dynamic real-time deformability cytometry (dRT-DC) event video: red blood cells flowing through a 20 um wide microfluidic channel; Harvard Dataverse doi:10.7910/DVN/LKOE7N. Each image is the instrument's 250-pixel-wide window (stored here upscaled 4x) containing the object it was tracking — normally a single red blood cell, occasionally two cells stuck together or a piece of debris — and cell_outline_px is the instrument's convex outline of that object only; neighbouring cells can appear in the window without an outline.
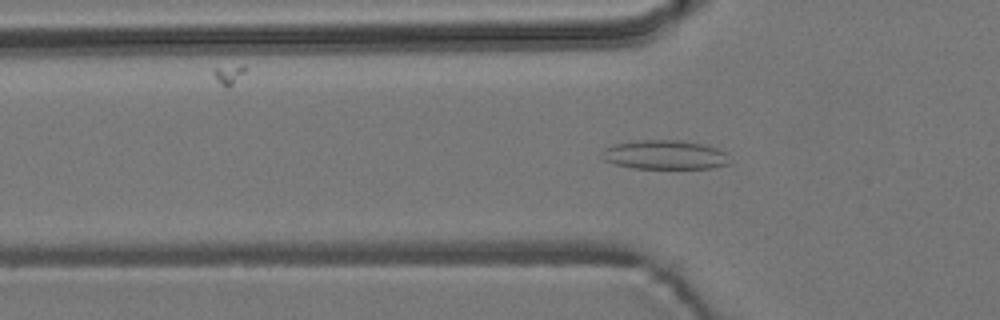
{"species": "common noctule bat (a hibernating species)", "species_latin": "Nyctalus noctula", "temperature_condition": "room temperature", "stored_images_in_passage": 50, "camera_frame_rate_fps": 3000, "um_per_image_px": 0.085, "animal": {"sex": "male", "body_mass_g": 19.2, "forearm_length_mm": 51.8}, "frame": {"image": 1, "passage_image": 18, "time_ms": 5.667, "image_size_px": [1000, 320], "cell_outline_px": [[732, 164], [712, 168], [632, 168], [616, 164], [604, 160], [604, 148], [616, 144], [636, 140], [684, 140], [704, 144], [716, 148], [724, 152], [732, 160]], "centroid_in_image_um": [56.59, 13.16], "position_along_channel_um": 69.2, "area_um2": 21.73}}
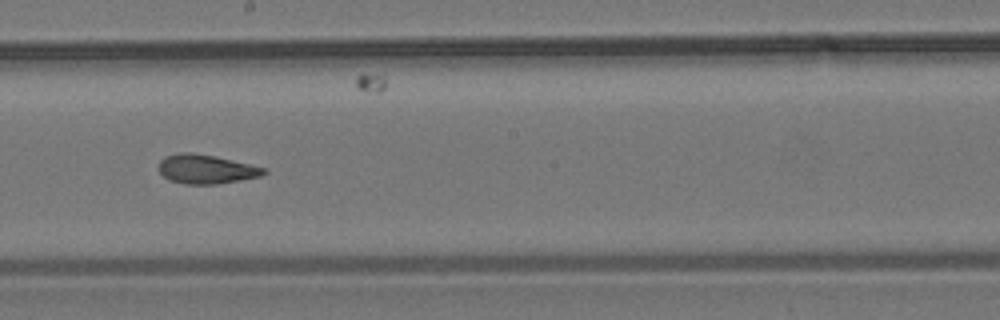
{"frame": {"image": 2, "passage_image": 31, "time_ms": 10.0, "image_size_px": [1000, 320], "cell_outline_px": [[268, 172], [260, 176], [240, 180], [216, 184], [184, 184], [168, 180], [160, 172], [160, 160], [164, 156], [180, 152], [192, 152], [212, 156], [268, 168]], "centroid_in_image_um": [17.52, 14.38], "position_along_channel_um": 230.7, "area_um2": 17.74}}
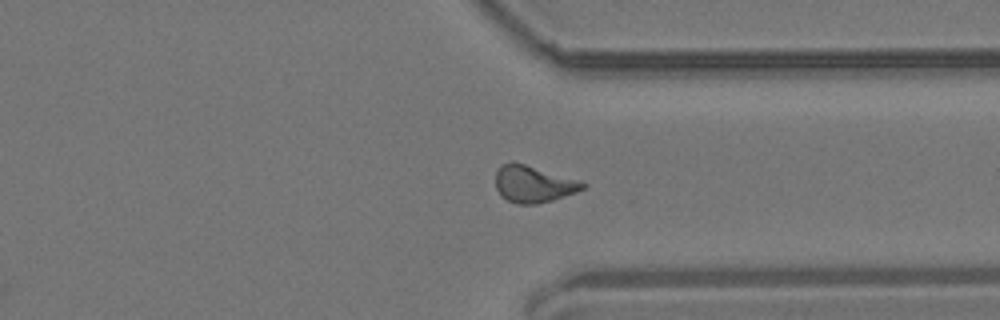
{"frame": {"image": 3, "passage_image": 42, "time_ms": 13.667, "image_size_px": [1000, 320], "cell_outline_px": [[588, 184], [584, 188], [576, 192], [552, 200], [536, 204], [516, 204], [500, 196], [496, 188], [496, 168], [500, 164], [512, 160], [576, 180]], "centroid_in_image_um": [45.26, 15.64], "position_along_channel_um": 366.1, "area_um2": 18.61}, "authors_computed_cell_mechanics": {"area_um2": 18.4093, "velocity_mm_per_s": 3.7053, "shape_relaxation_time_tau1_ms": 11.0284, "shape_relaxation_time_tau2_ms": 2.1713, "deformation_change_tau1": 0.2356, "deformation_change_tau2": 0.0982}}